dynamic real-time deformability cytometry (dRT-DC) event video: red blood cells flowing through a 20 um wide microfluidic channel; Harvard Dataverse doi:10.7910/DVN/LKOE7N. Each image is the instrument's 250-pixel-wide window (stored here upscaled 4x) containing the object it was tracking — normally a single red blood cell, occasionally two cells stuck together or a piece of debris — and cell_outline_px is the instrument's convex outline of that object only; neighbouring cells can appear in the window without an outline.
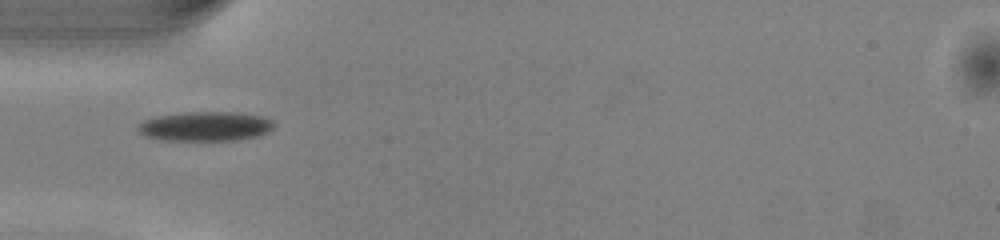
{"species": "common noctule bat (a hibernating species)", "species_latin": "Nyctalus noctula", "temperature_condition": "warm", "stored_images_in_passage": 36, "camera_frame_rate_fps": 3000, "um_per_image_px": 0.085, "animal": {"sex": "male", "body_mass_g": 13.0, "forearm_length_mm": 53.1}, "frame": {"image": 1, "passage_image": 1, "time_ms": 0.0, "image_size_px": [1000, 240], "cell_outline_px": [[272, 128], [268, 132], [256, 136], [236, 140], [160, 140], [144, 136], [136, 128], [136, 124], [144, 120], [156, 116], [188, 112], [240, 112], [260, 116], [272, 120]], "centroid_in_image_um": [17.4, 10.73], "position_along_channel_um": 67.6, "area_um2": 23.35}}
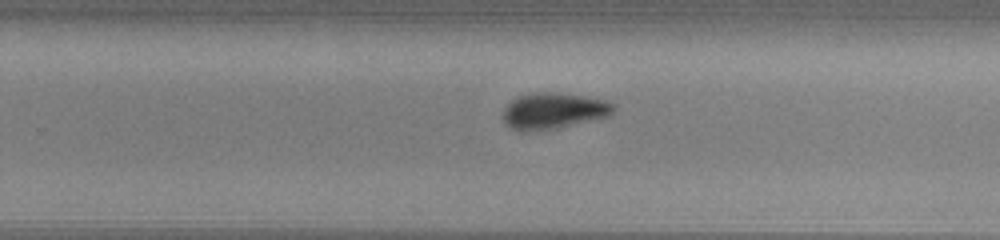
{"frame": {"image": 2, "passage_image": 17, "time_ms": 5.333, "image_size_px": [1000, 240], "cell_outline_px": [[616, 108], [608, 116], [552, 128], [512, 128], [504, 120], [504, 108], [516, 96], [532, 92], [560, 92], [584, 96], [604, 100], [612, 104]], "centroid_in_image_um": [47.07, 9.34], "position_along_channel_um": 282.7, "area_um2": 22.25}}
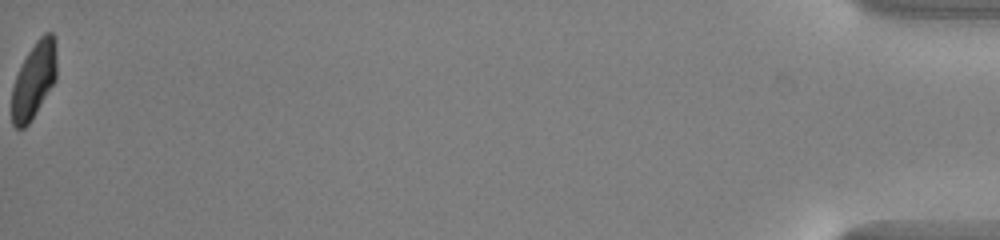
{"frame": {"image": 3, "passage_image": 36, "time_ms": 11.667, "image_size_px": [1000, 240], "cell_outline_px": [[56, 80], [28, 124], [24, 128], [16, 128], [12, 124], [12, 88], [16, 76], [28, 52], [36, 40], [44, 32], [52, 32], [56, 40]], "centroid_in_image_um": [2.9, 6.78], "position_along_channel_um": 432.3, "area_um2": 19.77}, "authors_computed_cell_mechanics": {"area_um2": 22.1952, "velocity_mm_per_s": 4.0445, "shape_relaxation_time_tau1_ms": 3.1323, "shape_relaxation_time_tau2_ms": 5.0316, "deformation_change_tau1": 0.1224, "deformation_change_tau2": 0.1115}}